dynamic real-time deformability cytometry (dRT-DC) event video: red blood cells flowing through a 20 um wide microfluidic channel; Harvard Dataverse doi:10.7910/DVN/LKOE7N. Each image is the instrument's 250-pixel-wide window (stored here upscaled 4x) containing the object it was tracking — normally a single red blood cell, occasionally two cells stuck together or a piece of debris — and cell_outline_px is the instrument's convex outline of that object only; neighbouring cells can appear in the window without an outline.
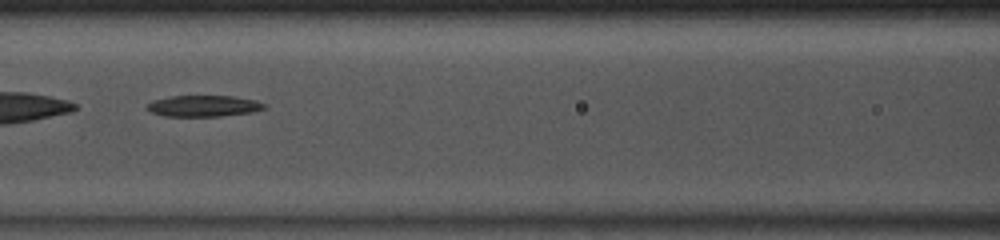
{"species": "common noctule bat (a hibernating species)", "species_latin": "Nyctalus noctula", "temperature_condition": "room temperature", "stored_images_in_passage": 40, "segment_of_instrument_passage": [2, 2], "camera_frame_rate_fps": 3000, "um_per_image_px": 0.085, "animal": {"sex": "male", "body_mass_g": 13.0, "forearm_length_mm": 53.1}, "frame": {"image": 1, "passage_image": 14, "time_ms": 4.333, "image_size_px": [1000, 240], "cell_outline_px": [[268, 108], [252, 112], [220, 116], [164, 116], [152, 112], [148, 108], [148, 104], [152, 100], [172, 96], [232, 96], [256, 100], [268, 104]], "centroid_in_image_um": [17.38, 9.0], "position_along_channel_um": 149.2, "area_um2": 14.51}}
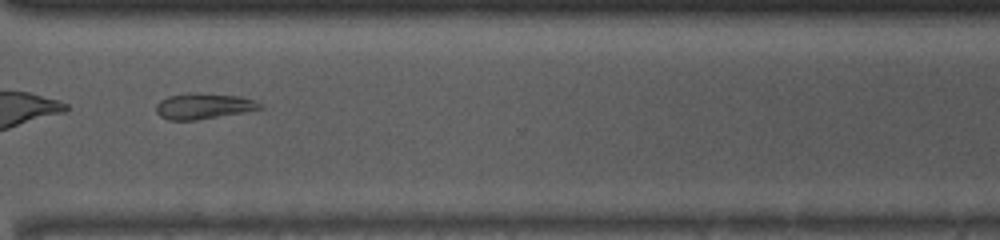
{"frame": {"image": 2, "passage_image": 29, "time_ms": 9.333, "image_size_px": [1000, 240], "cell_outline_px": [[264, 108], [244, 112], [196, 120], [168, 120], [160, 116], [156, 112], [156, 104], [160, 100], [168, 96], [240, 96], [256, 100], [264, 104]], "centroid_in_image_um": [17.35, 9.08], "position_along_channel_um": 353.3, "area_um2": 14.74}}
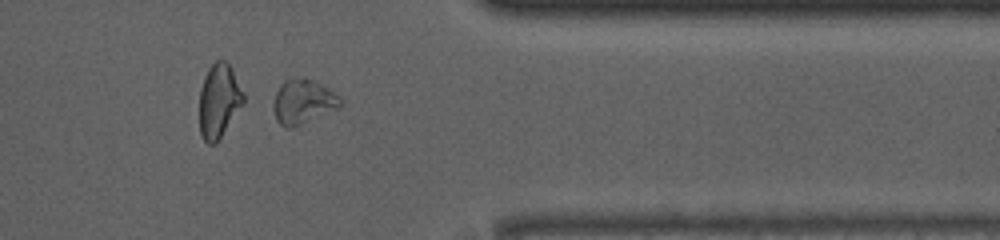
{"frame": {"image": 3, "passage_image": 32, "time_ms": 10.333, "image_size_px": [1000, 240], "cell_outline_px": [[340, 108], [292, 128], [288, 128], [280, 124], [276, 120], [272, 104], [276, 92], [280, 84], [284, 80], [304, 76], [324, 84], [340, 100]], "centroid_in_image_um": [25.73, 8.63], "position_along_channel_um": 385.7, "area_um2": 17.46}}